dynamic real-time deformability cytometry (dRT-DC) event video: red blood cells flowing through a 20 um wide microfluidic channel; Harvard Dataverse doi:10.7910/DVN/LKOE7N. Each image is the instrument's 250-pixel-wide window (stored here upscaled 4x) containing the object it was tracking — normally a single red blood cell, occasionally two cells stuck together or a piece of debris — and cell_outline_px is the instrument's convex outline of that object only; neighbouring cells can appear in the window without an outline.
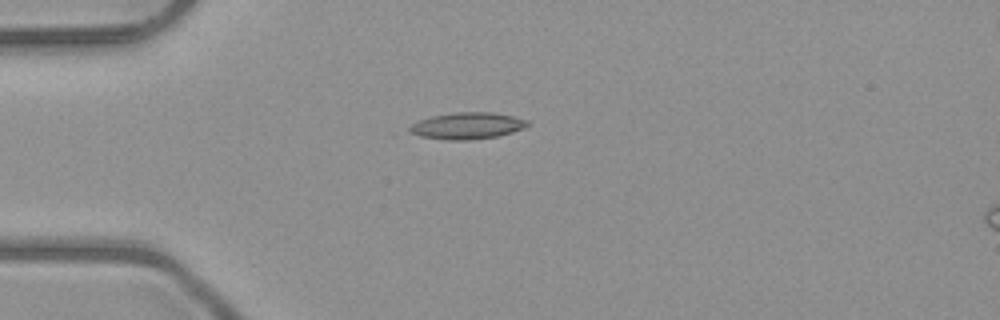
{"species": "common noctule bat (a hibernating species)", "species_latin": "Nyctalus noctula", "temperature_condition": "room temperature", "stored_images_in_passage": 39, "camera_frame_rate_fps": 3000, "um_per_image_px": 0.085, "animal": {"sex": "male", "body_mass_g": 23.1, "forearm_length_mm": 52.7}, "frame": {"image": 1, "passage_image": 1, "time_ms": 0.0, "image_size_px": [1000, 320], "cell_outline_px": [[528, 124], [524, 128], [512, 132], [496, 136], [468, 140], [448, 140], [420, 136], [408, 132], [408, 128], [416, 120], [432, 116], [456, 112], [492, 112], [512, 116], [528, 120]], "centroid_in_image_um": [39.67, 10.68], "position_along_channel_um": 45.3, "area_um2": 18.26}}
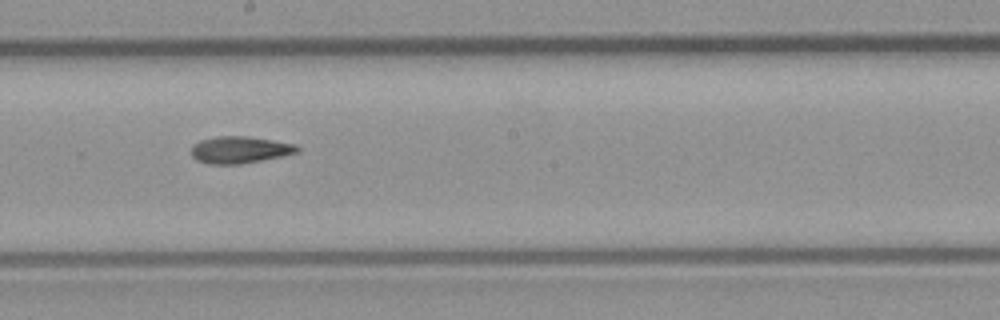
{"frame": {"image": 2, "passage_image": 16, "time_ms": 5.0, "image_size_px": [1000, 320], "cell_outline_px": [[300, 152], [240, 164], [208, 164], [196, 160], [192, 156], [192, 144], [200, 140], [216, 136], [248, 136], [296, 144], [300, 148]], "centroid_in_image_um": [20.36, 12.72], "position_along_channel_um": 227.8, "area_um2": 16.65}}
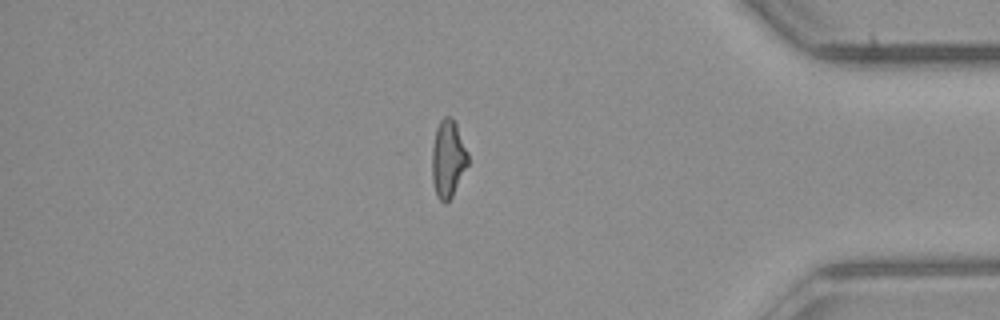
{"frame": {"image": 3, "passage_image": 31, "time_ms": 10.0, "image_size_px": [1000, 320], "cell_outline_px": [[468, 164], [452, 196], [444, 204], [436, 196], [432, 180], [432, 148], [436, 128], [440, 120], [444, 116], [452, 116], [456, 124], [468, 152]], "centroid_in_image_um": [38.07, 13.48], "position_along_channel_um": 397.1, "area_um2": 16.24}, "authors_computed_cell_mechanics": {"area_um2": 16.4152, "velocity_mm_per_s": 4.0314, "shape_relaxation_time_tau1_ms": null, "shape_relaxation_time_tau2_ms": 9.5138, "deformation_change_tau1": null, "deformation_change_tau2": 0.2214}}